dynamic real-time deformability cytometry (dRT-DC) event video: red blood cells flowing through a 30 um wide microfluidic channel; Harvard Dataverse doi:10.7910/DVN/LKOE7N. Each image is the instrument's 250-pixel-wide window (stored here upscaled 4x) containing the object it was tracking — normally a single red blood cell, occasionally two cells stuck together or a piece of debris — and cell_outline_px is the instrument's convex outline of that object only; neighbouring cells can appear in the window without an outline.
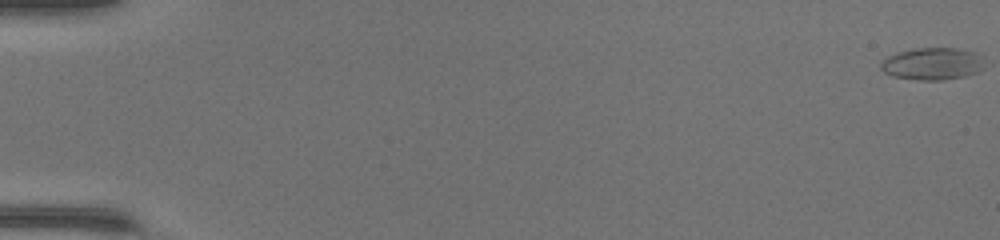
{"species": "common noctule bat (a hibernating species)", "species_latin": "Nyctalus noctula", "temperature_condition": "warm", "stored_images_in_passage": 50, "camera_frame_rate_fps": 3000, "um_per_image_px": 0.085, "animal": {"sex": "female", "body_mass_g": 17.0, "forearm_length_mm": 48.0}, "frame": {"image": 1, "passage_image": 1, "time_ms": 0.0, "image_size_px": [1000, 240], "cell_outline_px": [[984, 68], [976, 72], [964, 76], [940, 80], [920, 80], [892, 76], [884, 72], [880, 68], [880, 64], [888, 56], [896, 52], [916, 48], [956, 48], [976, 52], [984, 64]], "centroid_in_image_um": [79.23, 5.41], "position_along_channel_um": 5.8, "area_um2": 19.36}}
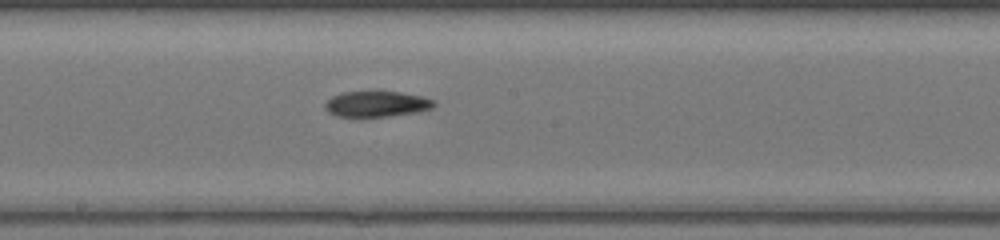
{"frame": {"image": 2, "passage_image": 29, "time_ms": 9.333, "image_size_px": [1000, 240], "cell_outline_px": [[436, 104], [432, 108], [420, 112], [360, 120], [336, 116], [328, 112], [324, 108], [324, 104], [332, 96], [344, 92], [400, 92], [424, 96], [436, 100]], "centroid_in_image_um": [32.01, 8.89], "position_along_channel_um": 216.2, "area_um2": 17.17}}
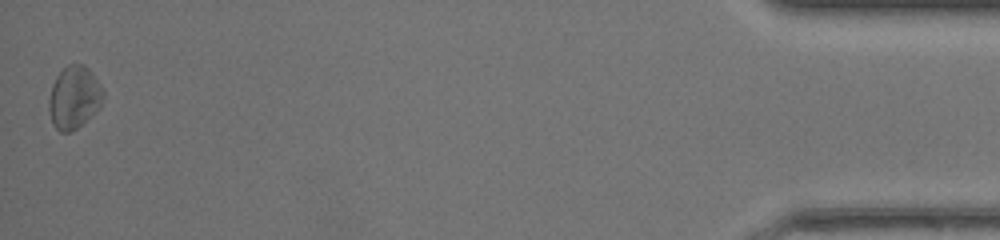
{"frame": {"image": 3, "passage_image": 50, "time_ms": 16.333, "image_size_px": [1000, 240], "cell_outline_px": [[104, 96], [100, 108], [76, 128], [68, 132], [60, 132], [52, 124], [48, 108], [48, 100], [52, 84], [56, 76], [68, 64], [84, 64], [92, 72], [100, 84], [104, 92]], "centroid_in_image_um": [6.29, 8.27], "position_along_channel_um": 428.9, "area_um2": 19.88}}